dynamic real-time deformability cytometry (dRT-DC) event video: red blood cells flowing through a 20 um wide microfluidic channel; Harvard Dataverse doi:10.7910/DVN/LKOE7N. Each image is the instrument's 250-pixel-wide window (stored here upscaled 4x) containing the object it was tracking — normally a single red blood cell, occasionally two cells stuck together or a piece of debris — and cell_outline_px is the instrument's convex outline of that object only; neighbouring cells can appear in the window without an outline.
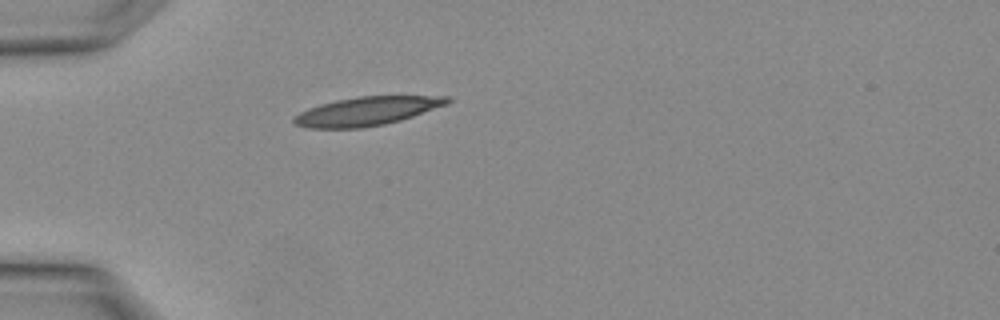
{"species": "Egyptian fruit bat (a non-hibernating species)", "species_latin": "Rousettus aegyptiacus", "temperature_condition": "warm", "stored_images_in_passage": 4, "camera_frame_rate_fps": 3000, "um_per_image_px": 0.085, "animal": {"sex": "female"}, "frame": {"image": 1, "passage_image": 4, "time_ms": 1.0, "image_size_px": [1000, 320], "cell_outline_px": [[452, 100], [448, 104], [400, 120], [384, 124], [364, 128], [308, 128], [296, 124], [292, 120], [300, 112], [308, 108], [320, 104], [336, 100], [360, 96], [448, 96]], "centroid_in_image_um": [31.19, 9.44], "position_along_channel_um": 53.8, "area_um2": 25.43}}